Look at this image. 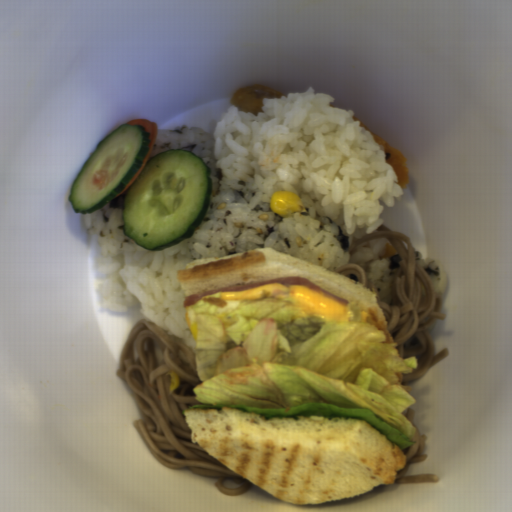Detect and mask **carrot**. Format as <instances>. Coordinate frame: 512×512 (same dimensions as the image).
Here are the masks:
<instances>
[{
	"instance_id": "obj_1",
	"label": "carrot",
	"mask_w": 512,
	"mask_h": 512,
	"mask_svg": "<svg viewBox=\"0 0 512 512\" xmlns=\"http://www.w3.org/2000/svg\"><path fill=\"white\" fill-rule=\"evenodd\" d=\"M125 124L140 125V126H142L145 129L146 132L150 133L149 139L151 140V142L148 144V152H147V154H146V156H145V158H144V160H143V162H142L138 172L135 174V176L132 178V180L129 182V184L126 186V188L118 196L125 194V192L137 180V178L139 177L140 173L144 169L145 165L147 164V162H148V160H149V158L151 156V153H152L155 141H156V137H157V132H158V129H159L155 122H151L147 118L132 119L130 121L125 122Z\"/></svg>"
},
{
	"instance_id": "obj_2",
	"label": "carrot",
	"mask_w": 512,
	"mask_h": 512,
	"mask_svg": "<svg viewBox=\"0 0 512 512\" xmlns=\"http://www.w3.org/2000/svg\"><path fill=\"white\" fill-rule=\"evenodd\" d=\"M385 257H393L397 252L390 241L387 242L386 247L384 249Z\"/></svg>"
}]
</instances>
